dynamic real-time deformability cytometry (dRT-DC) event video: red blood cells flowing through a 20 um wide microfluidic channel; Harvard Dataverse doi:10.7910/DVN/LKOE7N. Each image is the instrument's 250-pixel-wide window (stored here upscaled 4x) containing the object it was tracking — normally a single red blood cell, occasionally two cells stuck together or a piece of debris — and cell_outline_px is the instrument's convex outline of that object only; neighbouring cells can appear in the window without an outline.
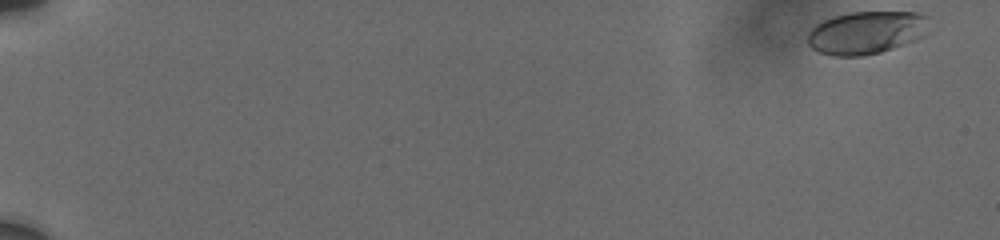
{"species": "human", "species_latin": "Homo sapiens", "temperature_condition": "cold", "stored_images_in_passage": 34, "camera_frame_rate_fps": 3000, "um_per_image_px": 0.085, "donor": {"sex": "male"}, "frame": {"image": 1, "passage_image": 1, "time_ms": 0.0, "image_size_px": [1000, 240], "cell_outline_px": [[928, 16], [916, 40], [880, 52], [860, 56], [832, 56], [820, 52], [812, 48], [808, 44], [808, 32], [816, 24], [832, 16], [848, 12], [916, 12]], "centroid_in_image_um": [73.53, 2.77], "position_along_channel_um": 11.5, "area_um2": 29.77}}
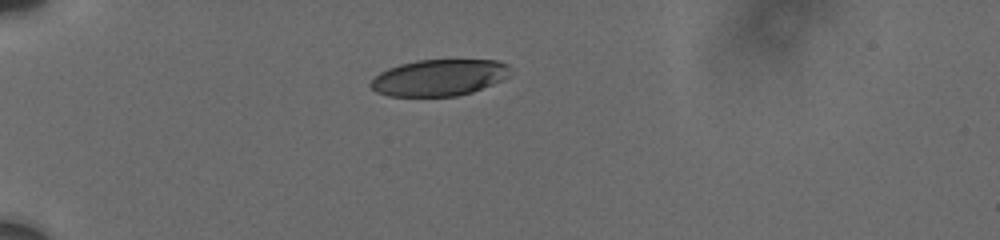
{"frame": {"image": 2, "passage_image": 28, "time_ms": 5.333, "image_size_px": [1000, 240], "cell_outline_px": [[512, 68], [508, 76], [492, 84], [472, 92], [456, 96], [388, 96], [376, 92], [368, 84], [380, 72], [388, 68], [400, 64], [416, 60], [496, 60], [508, 64]], "centroid_in_image_um": [37.31, 6.59], "position_along_channel_um": 47.7, "area_um2": 29.65}}